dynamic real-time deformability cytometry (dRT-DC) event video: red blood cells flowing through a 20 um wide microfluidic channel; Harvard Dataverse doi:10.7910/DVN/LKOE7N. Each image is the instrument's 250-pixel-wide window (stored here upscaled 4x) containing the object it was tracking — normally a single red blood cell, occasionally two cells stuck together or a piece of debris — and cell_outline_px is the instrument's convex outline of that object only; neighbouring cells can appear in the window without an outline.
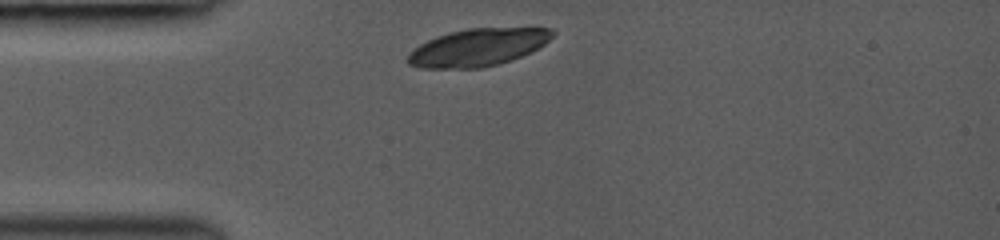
{"species": "common noctule bat (a hibernating species)", "species_latin": "Nyctalus noctula", "temperature_condition": "room temperature", "stored_images_in_passage": 12, "camera_frame_rate_fps": 3000, "um_per_image_px": 0.085, "animal": {"sex": "female", "body_mass_g": 19.0, "forearm_length_mm": 53.3}, "frame": {"image": 1, "passage_image": 1, "time_ms": 0.0, "image_size_px": [1000, 240], "cell_outline_px": [[556, 32], [544, 44], [532, 52], [496, 64], [480, 68], [420, 68], [408, 64], [408, 52], [420, 44], [436, 36], [468, 28], [552, 28]], "centroid_in_image_um": [40.6, 4.02], "position_along_channel_um": 44.4, "area_um2": 31.33}}